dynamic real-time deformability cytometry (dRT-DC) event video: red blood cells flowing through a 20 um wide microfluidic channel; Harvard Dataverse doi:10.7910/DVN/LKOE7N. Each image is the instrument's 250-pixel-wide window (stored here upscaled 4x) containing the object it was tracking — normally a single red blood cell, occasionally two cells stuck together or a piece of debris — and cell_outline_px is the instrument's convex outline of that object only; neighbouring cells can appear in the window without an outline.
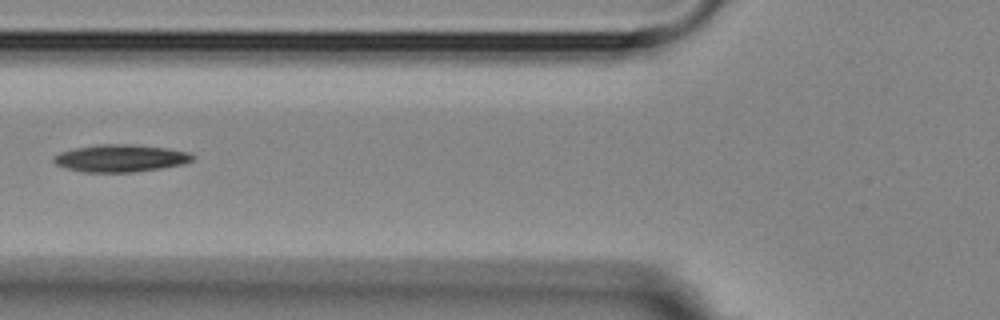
{"species": "Egyptian fruit bat (a non-hibernating species)", "species_latin": "Rousettus aegyptiacus", "temperature_condition": "room temperature", "stored_images_in_passage": 7, "camera_frame_rate_fps": 3000, "um_per_image_px": 0.085, "animal": {"sex": "female"}, "frame": {"image": 1, "passage_image": 7, "time_ms": 7.0, "image_size_px": [1000, 320], "cell_outline_px": [[196, 156], [192, 160], [180, 164], [160, 168], [132, 172], [84, 172], [64, 168], [56, 164], [52, 160], [52, 156], [60, 152], [76, 148], [96, 144], [136, 144], [168, 148], [188, 152]], "centroid_in_image_um": [10.2, 13.44], "position_along_channel_um": 115.6, "area_um2": 22.2}}